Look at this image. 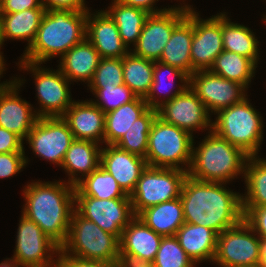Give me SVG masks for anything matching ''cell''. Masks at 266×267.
<instances>
[{"mask_svg":"<svg viewBox=\"0 0 266 267\" xmlns=\"http://www.w3.org/2000/svg\"><path fill=\"white\" fill-rule=\"evenodd\" d=\"M222 185L185 177L180 193L185 223L208 227L219 235L244 219L242 195Z\"/></svg>","mask_w":266,"mask_h":267,"instance_id":"obj_1","label":"cell"},{"mask_svg":"<svg viewBox=\"0 0 266 267\" xmlns=\"http://www.w3.org/2000/svg\"><path fill=\"white\" fill-rule=\"evenodd\" d=\"M157 116L163 121L193 134L196 129L212 131V120L204 103L188 87L172 100L157 108ZM192 131V132H191Z\"/></svg>","mask_w":266,"mask_h":267,"instance_id":"obj_16","label":"cell"},{"mask_svg":"<svg viewBox=\"0 0 266 267\" xmlns=\"http://www.w3.org/2000/svg\"><path fill=\"white\" fill-rule=\"evenodd\" d=\"M89 11L86 20V39L101 58H122L127 55L132 49L123 43L117 25L110 15L105 10L95 15Z\"/></svg>","mask_w":266,"mask_h":267,"instance_id":"obj_20","label":"cell"},{"mask_svg":"<svg viewBox=\"0 0 266 267\" xmlns=\"http://www.w3.org/2000/svg\"><path fill=\"white\" fill-rule=\"evenodd\" d=\"M189 87L204 103L209 114L240 103L247 96L245 86L210 70H199L190 75Z\"/></svg>","mask_w":266,"mask_h":267,"instance_id":"obj_14","label":"cell"},{"mask_svg":"<svg viewBox=\"0 0 266 267\" xmlns=\"http://www.w3.org/2000/svg\"><path fill=\"white\" fill-rule=\"evenodd\" d=\"M25 152L23 140L13 132L0 127V153Z\"/></svg>","mask_w":266,"mask_h":267,"instance_id":"obj_44","label":"cell"},{"mask_svg":"<svg viewBox=\"0 0 266 267\" xmlns=\"http://www.w3.org/2000/svg\"><path fill=\"white\" fill-rule=\"evenodd\" d=\"M14 256L21 267H56L60 247L41 228L22 214L17 231ZM52 255V256H51Z\"/></svg>","mask_w":266,"mask_h":267,"instance_id":"obj_12","label":"cell"},{"mask_svg":"<svg viewBox=\"0 0 266 267\" xmlns=\"http://www.w3.org/2000/svg\"><path fill=\"white\" fill-rule=\"evenodd\" d=\"M155 267H194V261L180 246L177 237L163 236L159 250L152 262Z\"/></svg>","mask_w":266,"mask_h":267,"instance_id":"obj_38","label":"cell"},{"mask_svg":"<svg viewBox=\"0 0 266 267\" xmlns=\"http://www.w3.org/2000/svg\"><path fill=\"white\" fill-rule=\"evenodd\" d=\"M247 99L219 110L212 121V131L247 155L257 156L263 141L264 124L262 116Z\"/></svg>","mask_w":266,"mask_h":267,"instance_id":"obj_5","label":"cell"},{"mask_svg":"<svg viewBox=\"0 0 266 267\" xmlns=\"http://www.w3.org/2000/svg\"><path fill=\"white\" fill-rule=\"evenodd\" d=\"M150 229L162 236H174L185 223L180 197L150 206L138 215Z\"/></svg>","mask_w":266,"mask_h":267,"instance_id":"obj_27","label":"cell"},{"mask_svg":"<svg viewBox=\"0 0 266 267\" xmlns=\"http://www.w3.org/2000/svg\"><path fill=\"white\" fill-rule=\"evenodd\" d=\"M247 194L242 197V208L266 206V159L249 156L244 171Z\"/></svg>","mask_w":266,"mask_h":267,"instance_id":"obj_32","label":"cell"},{"mask_svg":"<svg viewBox=\"0 0 266 267\" xmlns=\"http://www.w3.org/2000/svg\"><path fill=\"white\" fill-rule=\"evenodd\" d=\"M99 147L100 145L93 141L74 139L66 151L61 165L63 170L70 176L68 178L69 184L76 186L100 166L102 148ZM78 173L82 174L81 178L78 177Z\"/></svg>","mask_w":266,"mask_h":267,"instance_id":"obj_23","label":"cell"},{"mask_svg":"<svg viewBox=\"0 0 266 267\" xmlns=\"http://www.w3.org/2000/svg\"><path fill=\"white\" fill-rule=\"evenodd\" d=\"M45 10L88 11L85 0H41Z\"/></svg>","mask_w":266,"mask_h":267,"instance_id":"obj_45","label":"cell"},{"mask_svg":"<svg viewBox=\"0 0 266 267\" xmlns=\"http://www.w3.org/2000/svg\"><path fill=\"white\" fill-rule=\"evenodd\" d=\"M124 84L122 58H101L89 82V88H104Z\"/></svg>","mask_w":266,"mask_h":267,"instance_id":"obj_40","label":"cell"},{"mask_svg":"<svg viewBox=\"0 0 266 267\" xmlns=\"http://www.w3.org/2000/svg\"><path fill=\"white\" fill-rule=\"evenodd\" d=\"M187 12L177 8L150 14L142 28L134 55L151 61H159L173 29L186 17Z\"/></svg>","mask_w":266,"mask_h":267,"instance_id":"obj_15","label":"cell"},{"mask_svg":"<svg viewBox=\"0 0 266 267\" xmlns=\"http://www.w3.org/2000/svg\"><path fill=\"white\" fill-rule=\"evenodd\" d=\"M25 152L0 153V178H10L28 164Z\"/></svg>","mask_w":266,"mask_h":267,"instance_id":"obj_41","label":"cell"},{"mask_svg":"<svg viewBox=\"0 0 266 267\" xmlns=\"http://www.w3.org/2000/svg\"><path fill=\"white\" fill-rule=\"evenodd\" d=\"M109 10H105L117 25L123 43L129 47L132 43L135 46L138 42L142 28L147 17V11L121 4L117 0H112Z\"/></svg>","mask_w":266,"mask_h":267,"instance_id":"obj_31","label":"cell"},{"mask_svg":"<svg viewBox=\"0 0 266 267\" xmlns=\"http://www.w3.org/2000/svg\"><path fill=\"white\" fill-rule=\"evenodd\" d=\"M27 139V140H26ZM74 136L62 117H40L25 138L33 153L61 167Z\"/></svg>","mask_w":266,"mask_h":267,"instance_id":"obj_13","label":"cell"},{"mask_svg":"<svg viewBox=\"0 0 266 267\" xmlns=\"http://www.w3.org/2000/svg\"><path fill=\"white\" fill-rule=\"evenodd\" d=\"M259 264L266 267V238H260V259Z\"/></svg>","mask_w":266,"mask_h":267,"instance_id":"obj_49","label":"cell"},{"mask_svg":"<svg viewBox=\"0 0 266 267\" xmlns=\"http://www.w3.org/2000/svg\"><path fill=\"white\" fill-rule=\"evenodd\" d=\"M98 99L93 103L104 113L133 101L137 95L125 84L104 88H89Z\"/></svg>","mask_w":266,"mask_h":267,"instance_id":"obj_39","label":"cell"},{"mask_svg":"<svg viewBox=\"0 0 266 267\" xmlns=\"http://www.w3.org/2000/svg\"><path fill=\"white\" fill-rule=\"evenodd\" d=\"M100 166L110 173L121 189L130 196L147 163L143 157L124 151L115 145H107L101 149Z\"/></svg>","mask_w":266,"mask_h":267,"instance_id":"obj_21","label":"cell"},{"mask_svg":"<svg viewBox=\"0 0 266 267\" xmlns=\"http://www.w3.org/2000/svg\"><path fill=\"white\" fill-rule=\"evenodd\" d=\"M244 220L260 238H266V206L243 208Z\"/></svg>","mask_w":266,"mask_h":267,"instance_id":"obj_42","label":"cell"},{"mask_svg":"<svg viewBox=\"0 0 266 267\" xmlns=\"http://www.w3.org/2000/svg\"><path fill=\"white\" fill-rule=\"evenodd\" d=\"M222 13V40L225 51H231L251 59L256 65L259 59V42L248 27L233 23Z\"/></svg>","mask_w":266,"mask_h":267,"instance_id":"obj_30","label":"cell"},{"mask_svg":"<svg viewBox=\"0 0 266 267\" xmlns=\"http://www.w3.org/2000/svg\"><path fill=\"white\" fill-rule=\"evenodd\" d=\"M148 109L144 98L137 96L133 101L105 113V145H114Z\"/></svg>","mask_w":266,"mask_h":267,"instance_id":"obj_29","label":"cell"},{"mask_svg":"<svg viewBox=\"0 0 266 267\" xmlns=\"http://www.w3.org/2000/svg\"><path fill=\"white\" fill-rule=\"evenodd\" d=\"M247 155L241 148L210 131L192 151V161L187 175L193 179L228 183L244 174Z\"/></svg>","mask_w":266,"mask_h":267,"instance_id":"obj_4","label":"cell"},{"mask_svg":"<svg viewBox=\"0 0 266 267\" xmlns=\"http://www.w3.org/2000/svg\"><path fill=\"white\" fill-rule=\"evenodd\" d=\"M119 1L121 4L126 5V6H130V7H136V8H140L143 9L145 11H147L149 14H156V13H160V12H164L167 11L171 8H177L180 9L182 11H185L187 13L189 12H194V9L191 8V6L189 5H183V6H178V7H170V8H164V9H155L154 8V3L158 0H117Z\"/></svg>","mask_w":266,"mask_h":267,"instance_id":"obj_47","label":"cell"},{"mask_svg":"<svg viewBox=\"0 0 266 267\" xmlns=\"http://www.w3.org/2000/svg\"><path fill=\"white\" fill-rule=\"evenodd\" d=\"M2 54L3 53H1V51H0V76H2L3 71H5V62H4V57L2 56ZM5 82L0 83V88L6 86L9 83V82H7V80Z\"/></svg>","mask_w":266,"mask_h":267,"instance_id":"obj_51","label":"cell"},{"mask_svg":"<svg viewBox=\"0 0 266 267\" xmlns=\"http://www.w3.org/2000/svg\"><path fill=\"white\" fill-rule=\"evenodd\" d=\"M86 20L87 11L47 10L20 61L41 65L55 56L62 57L86 38Z\"/></svg>","mask_w":266,"mask_h":267,"instance_id":"obj_3","label":"cell"},{"mask_svg":"<svg viewBox=\"0 0 266 267\" xmlns=\"http://www.w3.org/2000/svg\"><path fill=\"white\" fill-rule=\"evenodd\" d=\"M57 262L56 267H116L117 265L104 262L100 260H89V259H82L79 257H75L69 254L63 253L59 250L57 254Z\"/></svg>","mask_w":266,"mask_h":267,"instance_id":"obj_43","label":"cell"},{"mask_svg":"<svg viewBox=\"0 0 266 267\" xmlns=\"http://www.w3.org/2000/svg\"><path fill=\"white\" fill-rule=\"evenodd\" d=\"M116 267H155L153 263L120 261Z\"/></svg>","mask_w":266,"mask_h":267,"instance_id":"obj_48","label":"cell"},{"mask_svg":"<svg viewBox=\"0 0 266 267\" xmlns=\"http://www.w3.org/2000/svg\"><path fill=\"white\" fill-rule=\"evenodd\" d=\"M162 238V235L155 233L135 216L123 229L120 239V261L152 263Z\"/></svg>","mask_w":266,"mask_h":267,"instance_id":"obj_19","label":"cell"},{"mask_svg":"<svg viewBox=\"0 0 266 267\" xmlns=\"http://www.w3.org/2000/svg\"><path fill=\"white\" fill-rule=\"evenodd\" d=\"M101 60L94 46L85 38L73 46L60 58L58 66L62 74L71 82L76 80H92L97 66Z\"/></svg>","mask_w":266,"mask_h":267,"instance_id":"obj_25","label":"cell"},{"mask_svg":"<svg viewBox=\"0 0 266 267\" xmlns=\"http://www.w3.org/2000/svg\"><path fill=\"white\" fill-rule=\"evenodd\" d=\"M166 71V73L164 71ZM171 76V78L175 77L176 79L178 78L179 81H181V83H183L182 85L179 84L178 87H176V90H174V92H171V88L173 85H170V83H175V81H173V79H169L170 83L167 84L168 86L170 85L171 88L170 91H166V94L168 93V97L164 100H160L158 101V97H156L155 93L159 90H162V88L164 87V80L162 79V75L165 76V74ZM168 77V76H167ZM164 79H166L164 77ZM163 86V87H162ZM189 87V75L184 72L183 70L176 68L174 66H170L164 63H161L159 61H155L154 62V72H153V82L151 85V89L148 93V95L144 98V100L147 102L149 108H153V109H157L160 105H162L164 102L170 101L172 100L174 97H176L177 95L181 94L184 90H186ZM168 89V88H167ZM171 92V94H169Z\"/></svg>","mask_w":266,"mask_h":267,"instance_id":"obj_37","label":"cell"},{"mask_svg":"<svg viewBox=\"0 0 266 267\" xmlns=\"http://www.w3.org/2000/svg\"><path fill=\"white\" fill-rule=\"evenodd\" d=\"M124 84L138 97L145 98L153 82L154 61L138 57L131 51L122 57Z\"/></svg>","mask_w":266,"mask_h":267,"instance_id":"obj_34","label":"cell"},{"mask_svg":"<svg viewBox=\"0 0 266 267\" xmlns=\"http://www.w3.org/2000/svg\"><path fill=\"white\" fill-rule=\"evenodd\" d=\"M260 237L243 219L217 236L213 262L220 267H242L259 263Z\"/></svg>","mask_w":266,"mask_h":267,"instance_id":"obj_10","label":"cell"},{"mask_svg":"<svg viewBox=\"0 0 266 267\" xmlns=\"http://www.w3.org/2000/svg\"><path fill=\"white\" fill-rule=\"evenodd\" d=\"M193 12V39L191 44L192 74L210 70L215 58L224 50L222 40V13L208 19H200Z\"/></svg>","mask_w":266,"mask_h":267,"instance_id":"obj_17","label":"cell"},{"mask_svg":"<svg viewBox=\"0 0 266 267\" xmlns=\"http://www.w3.org/2000/svg\"><path fill=\"white\" fill-rule=\"evenodd\" d=\"M256 67V64L251 59L231 51L223 50L215 58L210 71L248 88L254 77Z\"/></svg>","mask_w":266,"mask_h":267,"instance_id":"obj_33","label":"cell"},{"mask_svg":"<svg viewBox=\"0 0 266 267\" xmlns=\"http://www.w3.org/2000/svg\"><path fill=\"white\" fill-rule=\"evenodd\" d=\"M41 0H0V14L16 13L26 9L39 8Z\"/></svg>","mask_w":266,"mask_h":267,"instance_id":"obj_46","label":"cell"},{"mask_svg":"<svg viewBox=\"0 0 266 267\" xmlns=\"http://www.w3.org/2000/svg\"><path fill=\"white\" fill-rule=\"evenodd\" d=\"M62 118L75 139L104 143L105 113L92 99L74 101Z\"/></svg>","mask_w":266,"mask_h":267,"instance_id":"obj_22","label":"cell"},{"mask_svg":"<svg viewBox=\"0 0 266 267\" xmlns=\"http://www.w3.org/2000/svg\"><path fill=\"white\" fill-rule=\"evenodd\" d=\"M192 136V133L156 116L148 138V150L145 157L147 165L188 172L194 144ZM182 164L185 165L184 168ZM186 165H188L187 168Z\"/></svg>","mask_w":266,"mask_h":267,"instance_id":"obj_6","label":"cell"},{"mask_svg":"<svg viewBox=\"0 0 266 267\" xmlns=\"http://www.w3.org/2000/svg\"><path fill=\"white\" fill-rule=\"evenodd\" d=\"M0 47H1V16H0Z\"/></svg>","mask_w":266,"mask_h":267,"instance_id":"obj_53","label":"cell"},{"mask_svg":"<svg viewBox=\"0 0 266 267\" xmlns=\"http://www.w3.org/2000/svg\"><path fill=\"white\" fill-rule=\"evenodd\" d=\"M75 196H90L97 199L130 198L116 179L101 166L75 186Z\"/></svg>","mask_w":266,"mask_h":267,"instance_id":"obj_35","label":"cell"},{"mask_svg":"<svg viewBox=\"0 0 266 267\" xmlns=\"http://www.w3.org/2000/svg\"><path fill=\"white\" fill-rule=\"evenodd\" d=\"M46 10L39 8L26 9L16 13L0 14L1 47L6 39L27 40L29 48L35 39L38 28Z\"/></svg>","mask_w":266,"mask_h":267,"instance_id":"obj_28","label":"cell"},{"mask_svg":"<svg viewBox=\"0 0 266 267\" xmlns=\"http://www.w3.org/2000/svg\"><path fill=\"white\" fill-rule=\"evenodd\" d=\"M60 250L82 259L115 265L120 262V239L82 217L76 210L72 213L68 236Z\"/></svg>","mask_w":266,"mask_h":267,"instance_id":"obj_7","label":"cell"},{"mask_svg":"<svg viewBox=\"0 0 266 267\" xmlns=\"http://www.w3.org/2000/svg\"><path fill=\"white\" fill-rule=\"evenodd\" d=\"M157 109L149 108L114 145L129 153L145 158L151 125Z\"/></svg>","mask_w":266,"mask_h":267,"instance_id":"obj_36","label":"cell"},{"mask_svg":"<svg viewBox=\"0 0 266 267\" xmlns=\"http://www.w3.org/2000/svg\"><path fill=\"white\" fill-rule=\"evenodd\" d=\"M23 192L26 202L22 214L61 247L67 239L75 210V186L65 181H37L27 184Z\"/></svg>","mask_w":266,"mask_h":267,"instance_id":"obj_2","label":"cell"},{"mask_svg":"<svg viewBox=\"0 0 266 267\" xmlns=\"http://www.w3.org/2000/svg\"><path fill=\"white\" fill-rule=\"evenodd\" d=\"M23 70L34 75L40 109L36 112L40 117H62L74 100L71 98L69 80L61 70H49L40 66L39 63L20 61L18 63ZM40 66V67H39Z\"/></svg>","mask_w":266,"mask_h":267,"instance_id":"obj_9","label":"cell"},{"mask_svg":"<svg viewBox=\"0 0 266 267\" xmlns=\"http://www.w3.org/2000/svg\"><path fill=\"white\" fill-rule=\"evenodd\" d=\"M0 267H21L20 264L14 260L12 257L5 259L0 263Z\"/></svg>","mask_w":266,"mask_h":267,"instance_id":"obj_50","label":"cell"},{"mask_svg":"<svg viewBox=\"0 0 266 267\" xmlns=\"http://www.w3.org/2000/svg\"><path fill=\"white\" fill-rule=\"evenodd\" d=\"M75 210L105 232L121 239L123 229L135 217L130 198L97 199L75 196Z\"/></svg>","mask_w":266,"mask_h":267,"instance_id":"obj_11","label":"cell"},{"mask_svg":"<svg viewBox=\"0 0 266 267\" xmlns=\"http://www.w3.org/2000/svg\"><path fill=\"white\" fill-rule=\"evenodd\" d=\"M242 267H262V266L259 263H257L253 265L242 266Z\"/></svg>","mask_w":266,"mask_h":267,"instance_id":"obj_52","label":"cell"},{"mask_svg":"<svg viewBox=\"0 0 266 267\" xmlns=\"http://www.w3.org/2000/svg\"><path fill=\"white\" fill-rule=\"evenodd\" d=\"M186 176L187 171L184 170L147 165L130 194L134 215L150 206L180 197Z\"/></svg>","mask_w":266,"mask_h":267,"instance_id":"obj_8","label":"cell"},{"mask_svg":"<svg viewBox=\"0 0 266 267\" xmlns=\"http://www.w3.org/2000/svg\"><path fill=\"white\" fill-rule=\"evenodd\" d=\"M193 39V12L173 29L169 41L164 47L159 62L174 66L192 75L191 44Z\"/></svg>","mask_w":266,"mask_h":267,"instance_id":"obj_24","label":"cell"},{"mask_svg":"<svg viewBox=\"0 0 266 267\" xmlns=\"http://www.w3.org/2000/svg\"><path fill=\"white\" fill-rule=\"evenodd\" d=\"M23 81L16 77L0 88V127L25 140L39 117L31 104L18 96Z\"/></svg>","mask_w":266,"mask_h":267,"instance_id":"obj_18","label":"cell"},{"mask_svg":"<svg viewBox=\"0 0 266 267\" xmlns=\"http://www.w3.org/2000/svg\"><path fill=\"white\" fill-rule=\"evenodd\" d=\"M185 253L194 261L214 260L218 234L205 226L184 223L175 235Z\"/></svg>","mask_w":266,"mask_h":267,"instance_id":"obj_26","label":"cell"}]
</instances>
